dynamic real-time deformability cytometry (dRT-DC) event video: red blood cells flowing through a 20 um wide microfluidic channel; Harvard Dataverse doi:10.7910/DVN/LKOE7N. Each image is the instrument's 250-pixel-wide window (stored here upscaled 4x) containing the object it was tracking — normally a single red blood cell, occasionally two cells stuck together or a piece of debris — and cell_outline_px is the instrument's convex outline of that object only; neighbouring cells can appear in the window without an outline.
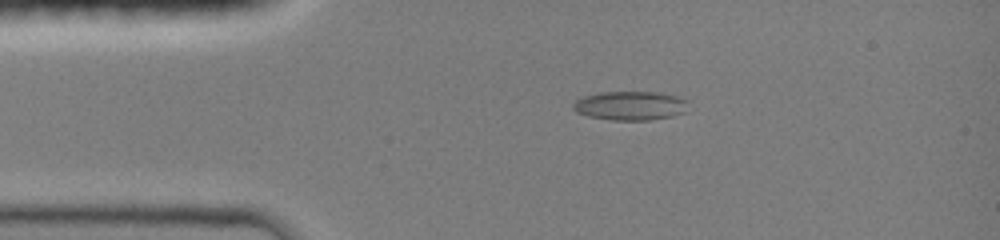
{"species": "common noctule bat (a hibernating species)", "species_latin": "Nyctalus noctula", "temperature_condition": "room temperature", "stored_images_in_passage": 23, "camera_frame_rate_fps": 3000, "um_per_image_px": 0.085, "animal": {"sex": "female", "body_mass_g": 19.0, "forearm_length_mm": 51.5}, "frame": {"image": 1, "passage_image": 5, "time_ms": 2.667, "image_size_px": [1000, 240], "cell_outline_px": [[688, 100], [684, 112], [672, 116], [648, 120], [612, 120], [588, 116], [576, 112], [572, 108], [572, 104], [576, 100], [584, 96], [600, 92], [656, 92], [676, 96]], "centroid_in_image_um": [53.54, 8.98], "position_along_channel_um": 31.5, "area_um2": 19.36}}
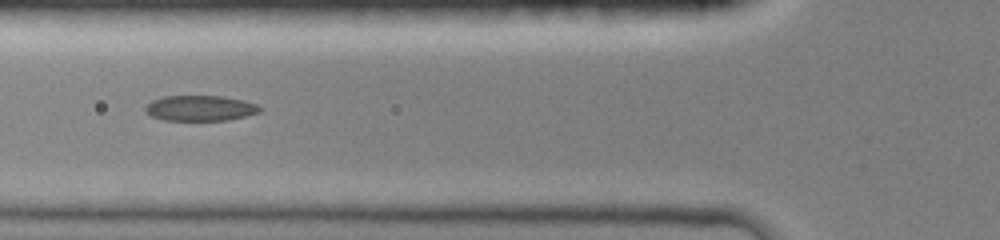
{"frame": {"image": 2, "passage_image": 10, "time_ms": 5.333, "image_size_px": [1000, 240], "cell_outline_px": [[260, 112], [228, 120], [164, 120], [152, 116], [144, 108], [152, 100], [164, 96], [220, 96], [244, 100], [256, 104], [260, 108]], "centroid_in_image_um": [17.01, 9.19], "position_along_channel_um": 108.8, "area_um2": 16.76}}
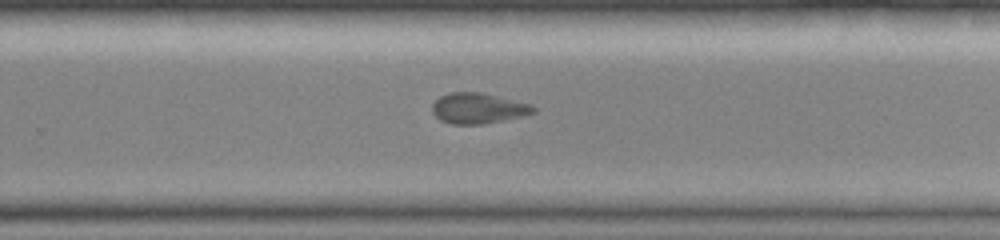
{"frame": {"image": 3, "passage_image": 23, "time_ms": 9.667, "image_size_px": [1000, 240], "cell_outline_px": [[536, 112], [524, 116], [484, 124], [452, 124], [440, 120], [432, 112], [432, 104], [440, 96], [452, 92], [480, 92], [532, 104], [536, 108]], "centroid_in_image_um": [40.66, 9.21], "position_along_channel_um": 289.1, "area_um2": 18.09}}